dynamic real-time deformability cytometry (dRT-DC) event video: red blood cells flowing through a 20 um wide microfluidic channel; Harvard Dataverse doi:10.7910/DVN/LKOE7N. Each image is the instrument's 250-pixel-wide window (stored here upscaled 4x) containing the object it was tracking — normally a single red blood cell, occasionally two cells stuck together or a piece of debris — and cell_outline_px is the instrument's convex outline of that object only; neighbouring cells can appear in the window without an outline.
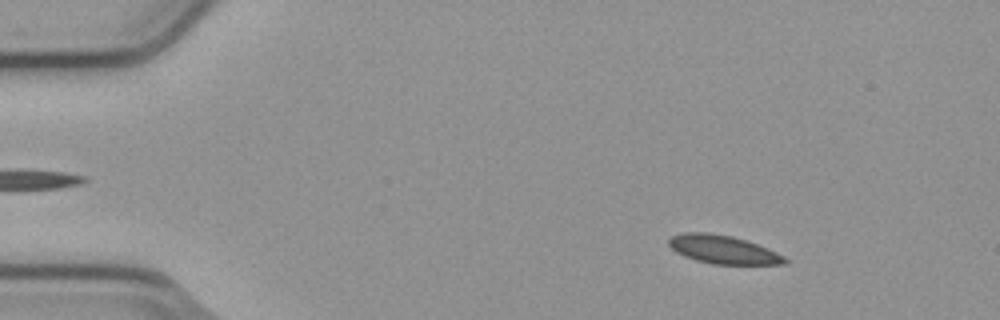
{"species": "common noctule bat (a hibernating species)", "species_latin": "Nyctalus noctula", "temperature_condition": "cold", "stored_images_in_passage": 54, "camera_frame_rate_fps": 3000, "um_per_image_px": 0.085, "animal": {"sex": "male", "body_mass_g": 23.1, "forearm_length_mm": 52.7}, "frame": {"image": 1, "passage_image": 7, "time_ms": 2.0, "image_size_px": [1000, 320], "cell_outline_px": [[788, 260], [784, 264], [712, 264], [696, 260], [684, 256], [676, 252], [668, 244], [668, 240], [672, 236], [688, 232], [704, 232], [732, 236], [756, 244], [776, 252], [784, 256]], "centroid_in_image_um": [61.44, 21.21], "position_along_channel_um": 23.6, "area_um2": 18.9}}
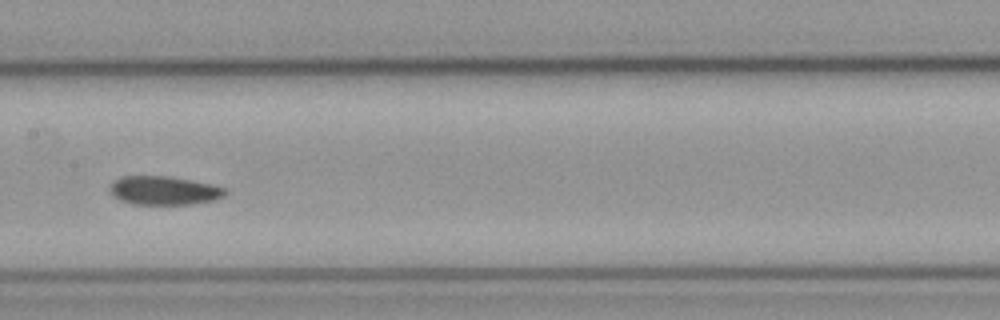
{"frame": {"image": 2, "passage_image": 27, "time_ms": 8.667, "image_size_px": [1000, 320], "cell_outline_px": [[228, 192], [224, 196], [216, 200], [192, 204], [132, 204], [120, 200], [108, 188], [120, 176], [168, 176], [192, 180], [212, 184], [228, 188]], "centroid_in_image_um": [14.01, 16.19], "position_along_channel_um": 193.4, "area_um2": 19.36}}
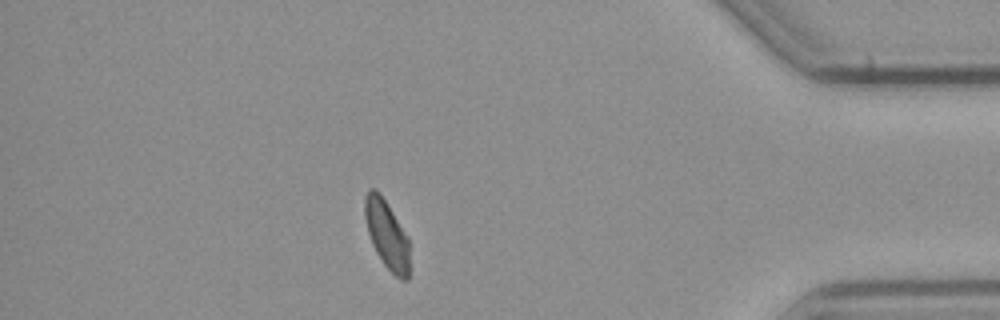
{"frame": {"image": 3, "passage_image": 47, "time_ms": 15.333, "image_size_px": [1000, 320], "cell_outline_px": [[408, 280], [400, 280], [384, 264], [376, 252], [372, 244], [368, 232], [364, 216], [364, 196], [368, 188], [376, 188], [380, 192], [408, 236]], "centroid_in_image_um": [32.85, 19.87], "position_along_channel_um": 402.4, "area_um2": 17.86}, "authors_computed_cell_mechanics": {"area_um2": 19.2185, "velocity_mm_per_s": 3.7667, "shape_relaxation_time_tau1_ms": null, "shape_relaxation_time_tau2_ms": 4.3956, "deformation_change_tau1": null, "deformation_change_tau2": 0.0606}}